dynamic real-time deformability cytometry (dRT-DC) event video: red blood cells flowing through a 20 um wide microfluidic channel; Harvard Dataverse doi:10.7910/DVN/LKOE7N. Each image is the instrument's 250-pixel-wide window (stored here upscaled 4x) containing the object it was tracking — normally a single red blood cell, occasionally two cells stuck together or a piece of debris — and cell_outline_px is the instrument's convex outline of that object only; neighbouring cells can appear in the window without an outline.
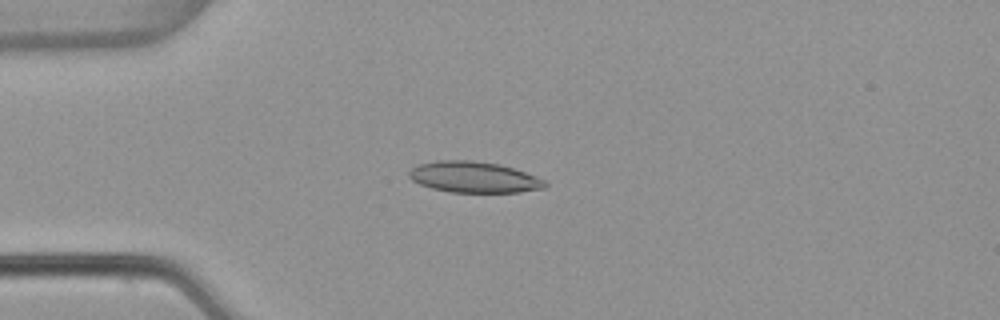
{"species": "common noctule bat (a hibernating species)", "species_latin": "Nyctalus noctula", "temperature_condition": "warm", "stored_images_in_passage": 5, "camera_frame_rate_fps": 3000, "um_per_image_px": 0.085, "animal": {"sex": "female", "body_mass_g": 22.7, "forearm_length_mm": 54.2}, "frame": {"image": 1, "passage_image": 4, "time_ms": 1.0, "image_size_px": [1000, 320], "cell_outline_px": [[548, 184], [544, 188], [520, 192], [448, 192], [432, 188], [420, 184], [412, 180], [408, 176], [408, 172], [412, 168], [420, 164], [436, 160], [472, 160], [500, 164], [536, 176], [544, 180]], "centroid_in_image_um": [40.27, 15.05], "position_along_channel_um": 44.7, "area_um2": 24.57}}
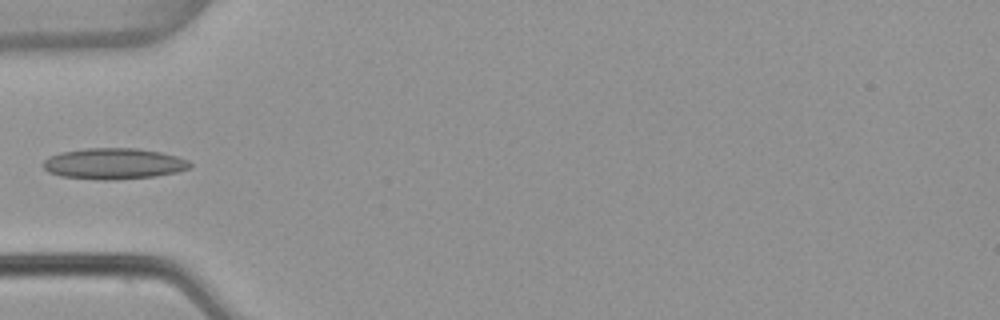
{"frame": {"image": 2, "passage_image": 5, "time_ms": 1.333, "image_size_px": [1000, 320], "cell_outline_px": [[192, 168], [176, 172], [156, 176], [116, 180], [100, 180], [60, 176], [48, 172], [44, 168], [44, 160], [48, 156], [60, 152], [84, 148], [136, 148], [160, 152], [176, 156], [188, 160], [192, 164]], "centroid_in_image_um": [9.67, 13.91], "position_along_channel_um": 75.3, "area_um2": 26.76}}